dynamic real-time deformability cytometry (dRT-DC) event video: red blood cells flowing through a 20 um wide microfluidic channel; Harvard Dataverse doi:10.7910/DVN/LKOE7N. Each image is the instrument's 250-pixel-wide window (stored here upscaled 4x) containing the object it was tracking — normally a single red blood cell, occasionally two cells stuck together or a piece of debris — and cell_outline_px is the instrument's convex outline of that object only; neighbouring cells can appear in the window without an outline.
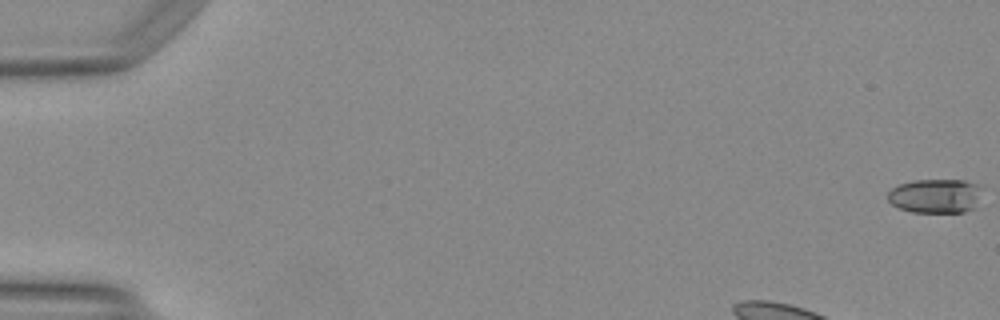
{"species": "Egyptian fruit bat (a non-hibernating species)", "species_latin": "Rousettus aegyptiacus", "temperature_condition": "warm", "stored_images_in_passage": 48, "camera_frame_rate_fps": 3000, "um_per_image_px": 0.085, "animal": {"sex": "female"}, "frame": {"image": 1, "passage_image": 1, "time_ms": 0.0, "image_size_px": [1000, 320], "cell_outline_px": [[980, 204], [976, 208], [964, 212], [912, 212], [896, 208], [888, 200], [888, 192], [892, 188], [900, 184], [912, 180], [964, 180], [976, 184]], "centroid_in_image_um": [79.48, 16.67], "position_along_channel_um": 5.5, "area_um2": 18.84}}
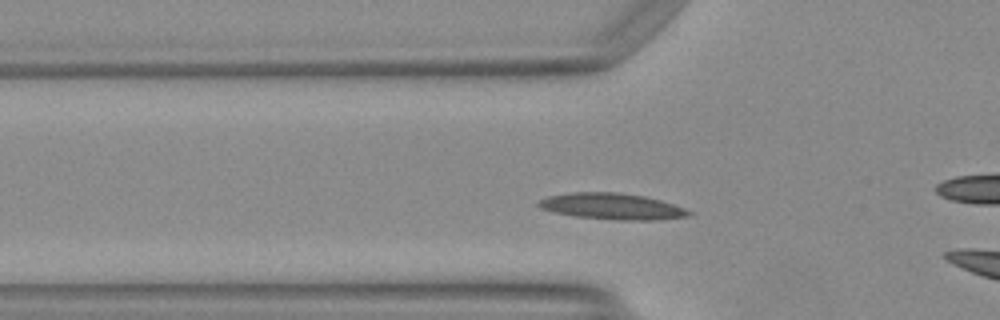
{"frame": {"image": 2, "passage_image": 14, "time_ms": 4.333, "image_size_px": [1000, 320], "cell_outline_px": [[692, 216], [656, 220], [616, 220], [576, 216], [552, 212], [540, 208], [536, 204], [540, 200], [548, 196], [572, 192], [620, 192], [644, 196], [660, 200], [684, 208], [692, 212]], "centroid_in_image_um": [52.02, 17.54], "position_along_channel_um": 73.8, "area_um2": 23.0}, "authors_computed_cell_mechanics": {"area_um2": 20.1144, "velocity_mm_per_s": 4.1001, "shape_relaxation_time_tau1_ms": 4.4854, "shape_relaxation_time_tau2_ms": 2.524, "deformation_change_tau1": 0.1645, "deformation_change_tau2": 0.0811}}